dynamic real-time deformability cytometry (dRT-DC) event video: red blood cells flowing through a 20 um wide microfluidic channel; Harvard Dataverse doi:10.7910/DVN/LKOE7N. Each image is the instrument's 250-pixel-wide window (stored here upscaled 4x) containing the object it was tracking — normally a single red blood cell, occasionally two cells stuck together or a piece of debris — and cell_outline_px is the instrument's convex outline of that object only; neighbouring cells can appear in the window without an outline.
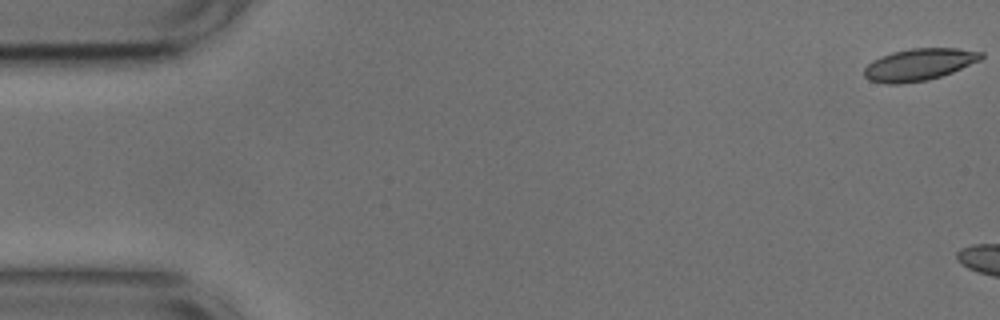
{"species": "common noctule bat (a hibernating species)", "species_latin": "Nyctalus noctula", "temperature_condition": "cold", "stored_images_in_passage": 10, "camera_frame_rate_fps": 3000, "um_per_image_px": 0.085, "animal": {"sex": "male", "body_mass_g": 17.9, "forearm_length_mm": 54.2}, "frame": {"image": 1, "passage_image": 1, "time_ms": 0.0, "image_size_px": [1000, 320], "cell_outline_px": [[984, 56], [980, 60], [952, 72], [928, 80], [900, 84], [884, 84], [868, 80], [864, 76], [864, 68], [872, 60], [880, 56], [892, 52], [912, 48], [956, 48], [984, 52]], "centroid_in_image_um": [78.09, 5.49], "position_along_channel_um": 6.9, "area_um2": 21.91}}